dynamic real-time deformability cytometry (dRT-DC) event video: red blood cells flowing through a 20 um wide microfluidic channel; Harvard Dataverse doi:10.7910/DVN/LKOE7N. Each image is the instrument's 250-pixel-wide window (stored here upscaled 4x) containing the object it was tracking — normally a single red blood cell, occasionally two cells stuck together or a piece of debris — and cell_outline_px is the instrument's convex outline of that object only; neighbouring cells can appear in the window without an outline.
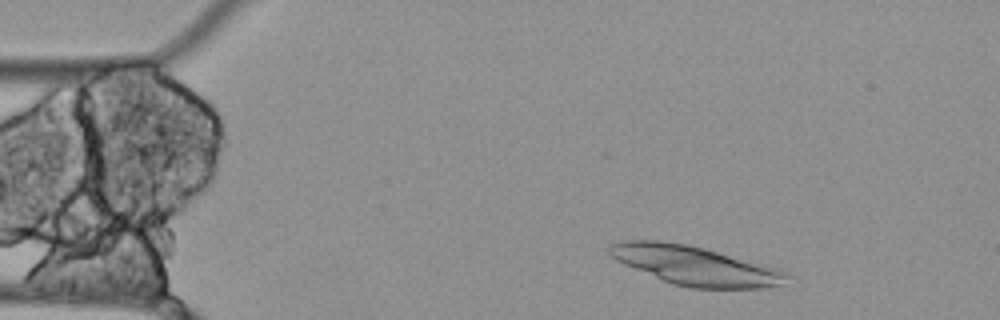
{"species": "Egyptian fruit bat (a non-hibernating species)", "species_latin": "Rousettus aegyptiacus", "temperature_condition": "cold", "stored_images_in_passage": 5, "segment_of_instrument_passage": [1, 2], "camera_frame_rate_fps": 3000, "um_per_image_px": 0.085, "animal": {"sex": "female"}, "frame": {"image": 1, "passage_image": 2, "time_ms": 0.333, "image_size_px": [1000, 320], "cell_outline_px": [[788, 276], [780, 284], [764, 288], [692, 288], [672, 284], [624, 264], [616, 260], [608, 252], [608, 244], [620, 240], [660, 240], [688, 244], [704, 248], [780, 268], [788, 272]], "centroid_in_image_um": [59.05, 22.55], "position_along_channel_um": 26.0, "area_um2": 40.34}}